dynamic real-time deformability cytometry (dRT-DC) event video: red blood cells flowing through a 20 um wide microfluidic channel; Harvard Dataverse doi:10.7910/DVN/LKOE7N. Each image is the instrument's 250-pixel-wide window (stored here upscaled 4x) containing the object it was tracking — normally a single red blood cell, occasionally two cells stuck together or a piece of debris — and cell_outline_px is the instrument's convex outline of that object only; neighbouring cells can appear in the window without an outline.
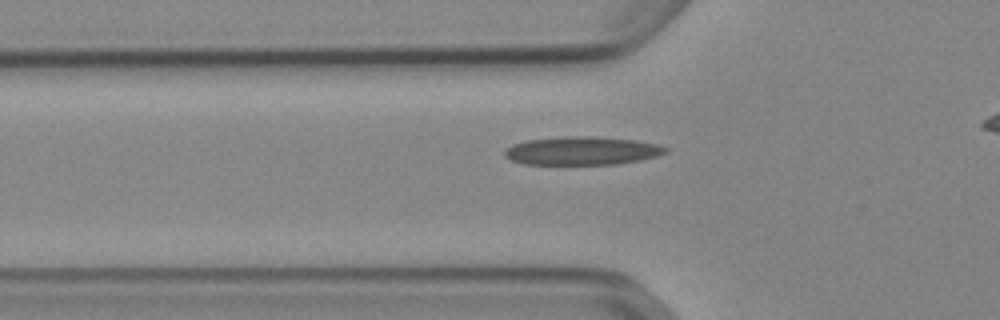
{"species": "Egyptian fruit bat (a non-hibernating species)", "species_latin": "Rousettus aegyptiacus", "temperature_condition": "cold", "stored_images_in_passage": 37, "camera_frame_rate_fps": 3000, "um_per_image_px": 0.085, "animal": {"sex": "female"}, "frame": {"image": 1, "passage_image": 8, "time_ms": 2.333, "image_size_px": [1000, 320], "cell_outline_px": [[668, 152], [656, 156], [640, 160], [616, 164], [524, 164], [512, 160], [504, 156], [504, 148], [512, 144], [528, 140], [568, 136], [584, 136], [636, 140], [656, 144], [668, 148]], "centroid_in_image_um": [49.45, 12.82], "position_along_channel_um": 76.4, "area_um2": 26.41}}
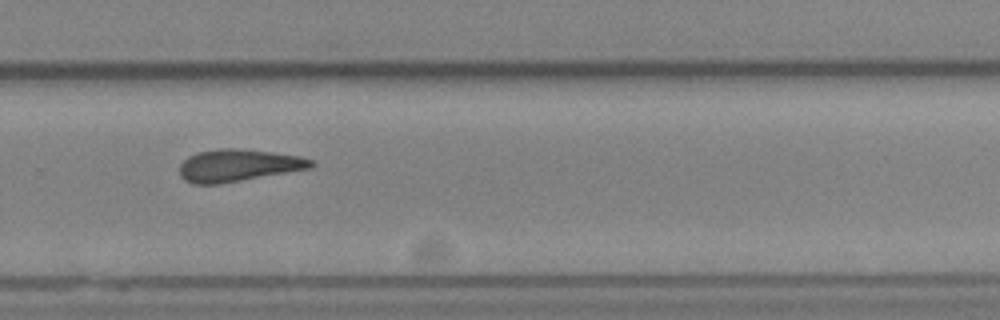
{"frame": {"image": 2, "passage_image": 26, "time_ms": 8.333, "image_size_px": [1000, 320], "cell_outline_px": [[316, 164], [312, 168], [220, 184], [192, 184], [184, 180], [180, 176], [180, 164], [188, 156], [200, 152], [220, 148], [232, 148], [272, 152], [300, 156], [312, 160]], "centroid_in_image_um": [20.26, 14.07], "position_along_channel_um": 309.5, "area_um2": 24.68}}
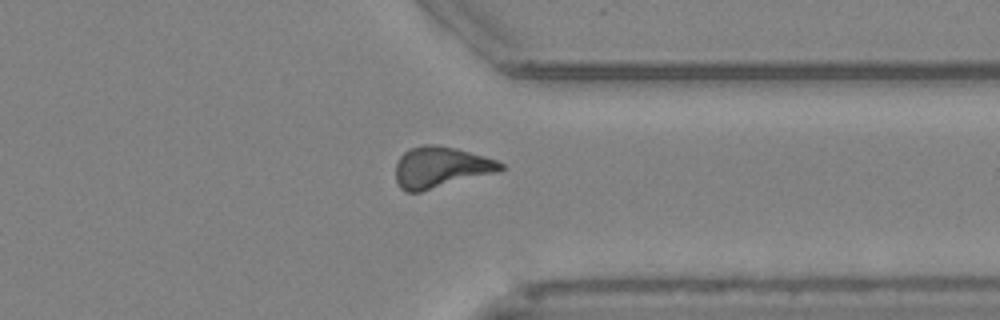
{"frame": {"image": 3, "passage_image": 31, "time_ms": 10.0, "image_size_px": [1000, 320], "cell_outline_px": [[504, 168], [496, 172], [420, 192], [404, 192], [400, 188], [396, 180], [396, 164], [400, 156], [408, 148], [424, 144], [436, 144], [456, 148], [484, 156], [496, 160], [504, 164]], "centroid_in_image_um": [37.42, 14.21], "position_along_channel_um": 374.0, "area_um2": 25.09}, "authors_computed_cell_mechanics": {"area_um2": 24.9118, "velocity_mm_per_s": 3.8916, "shape_relaxation_time_tau1_ms": null, "shape_relaxation_time_tau2_ms": 9.3045, "deformation_change_tau1": null, "deformation_change_tau2": 0.2279}}